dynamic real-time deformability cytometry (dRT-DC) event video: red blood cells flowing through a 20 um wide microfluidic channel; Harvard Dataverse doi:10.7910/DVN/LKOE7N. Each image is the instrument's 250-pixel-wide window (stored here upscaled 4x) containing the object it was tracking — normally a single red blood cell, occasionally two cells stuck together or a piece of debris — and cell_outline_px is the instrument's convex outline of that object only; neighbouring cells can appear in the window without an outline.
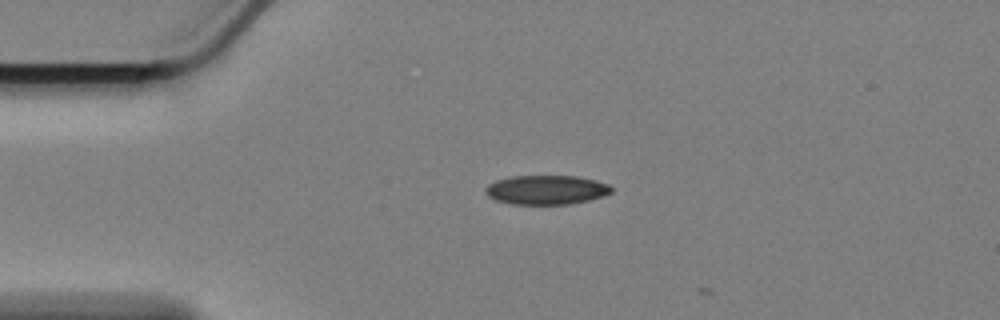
{"species": "Egyptian fruit bat (a non-hibernating species)", "species_latin": "Rousettus aegyptiacus", "temperature_condition": "cold", "stored_images_in_passage": 2, "camera_frame_rate_fps": 3000, "um_per_image_px": 0.085, "animal": {"sex": "female"}, "frame": {"image": 1, "passage_image": 1, "time_ms": 0.0, "image_size_px": [1000, 320], "cell_outline_px": [[612, 192], [604, 196], [588, 200], [568, 204], [512, 204], [496, 200], [488, 196], [484, 192], [484, 188], [488, 184], [496, 180], [512, 176], [576, 176], [596, 180], [608, 184], [612, 188]], "centroid_in_image_um": [46.42, 16.13], "position_along_channel_um": 38.6, "area_um2": 21.5}}